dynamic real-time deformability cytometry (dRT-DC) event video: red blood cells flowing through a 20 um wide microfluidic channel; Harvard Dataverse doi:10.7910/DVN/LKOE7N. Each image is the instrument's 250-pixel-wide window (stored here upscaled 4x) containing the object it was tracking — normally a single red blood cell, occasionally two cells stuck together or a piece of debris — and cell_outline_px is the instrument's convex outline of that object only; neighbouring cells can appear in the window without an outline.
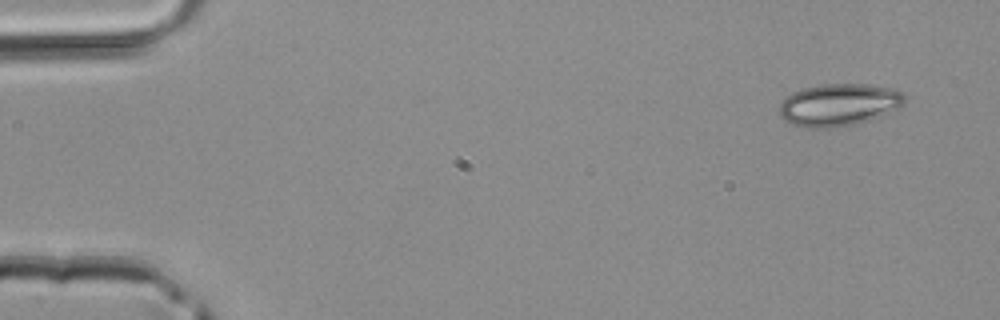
{"species": "common noctule bat (a hibernating species)", "species_latin": "Nyctalus noctula", "temperature_condition": "room temperature", "stored_images_in_passage": 3, "camera_frame_rate_fps": 3000, "um_per_image_px": 0.085, "animal": {"sex": "male", "body_mass_g": 20.4}, "frame": {"image": 1, "passage_image": 1, "time_ms": 0.0, "image_size_px": [1000, 320], "cell_outline_px": [[904, 104], [888, 112], [868, 120], [856, 124], [832, 128], [804, 128], [792, 124], [784, 120], [780, 116], [780, 104], [792, 92], [804, 88], [820, 84], [868, 84], [888, 88], [904, 92]], "centroid_in_image_um": [71.27, 8.91], "position_along_channel_um": 13.7, "area_um2": 30.75}}